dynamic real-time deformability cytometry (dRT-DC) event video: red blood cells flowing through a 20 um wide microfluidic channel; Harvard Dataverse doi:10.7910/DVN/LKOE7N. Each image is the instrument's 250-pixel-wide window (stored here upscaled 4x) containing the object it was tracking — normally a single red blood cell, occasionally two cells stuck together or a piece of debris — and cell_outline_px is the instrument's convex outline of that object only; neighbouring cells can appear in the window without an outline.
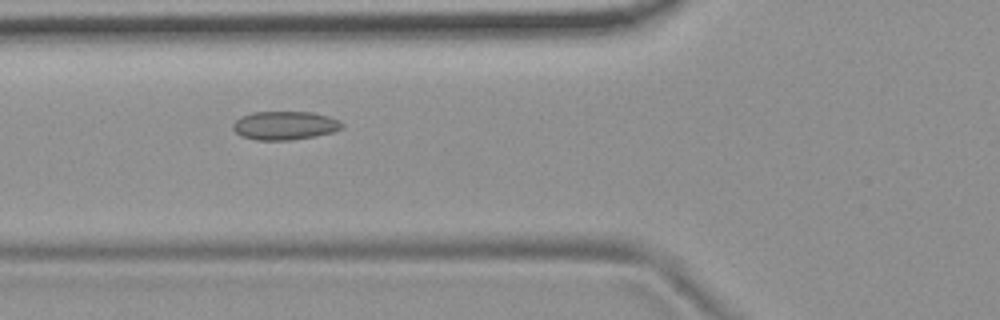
{"species": "common noctule bat (a hibernating species)", "species_latin": "Nyctalus noctula", "temperature_condition": "room temperature", "stored_images_in_passage": 39, "camera_frame_rate_fps": 3000, "um_per_image_px": 0.085, "animal": {"sex": "female", "body_mass_g": 19.9}, "frame": {"image": 1, "passage_image": 5, "time_ms": 1.333, "image_size_px": [1000, 320], "cell_outline_px": [[344, 128], [332, 132], [316, 136], [292, 140], [256, 140], [240, 136], [232, 128], [232, 124], [240, 116], [252, 112], [312, 112], [328, 116], [340, 120], [344, 124]], "centroid_in_image_um": [24.21, 10.67], "position_along_channel_um": 101.6, "area_um2": 18.38}}
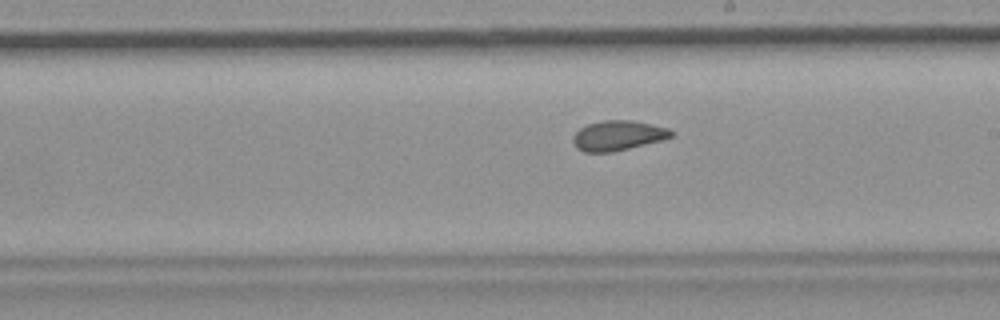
{"frame": {"image": 2, "passage_image": 16, "time_ms": 5.0, "image_size_px": [1000, 320], "cell_outline_px": [[672, 136], [664, 140], [612, 152], [584, 152], [576, 148], [572, 140], [572, 136], [580, 128], [588, 124], [604, 120], [632, 120], [668, 128], [672, 132]], "centroid_in_image_um": [52.5, 11.53], "position_along_channel_um": 236.5, "area_um2": 17.11}}
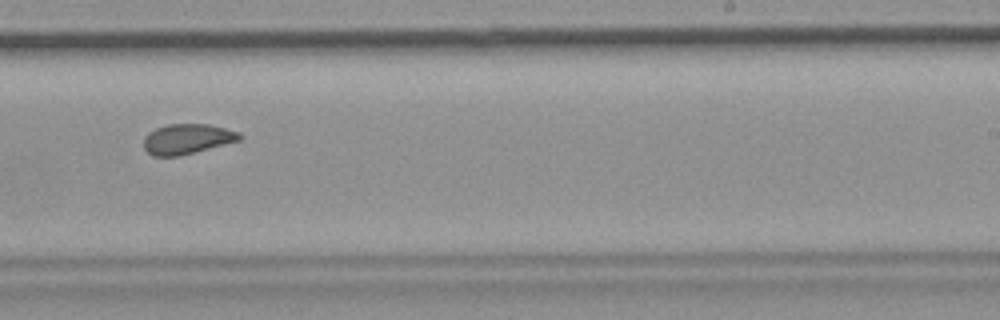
{"frame": {"image": 3, "passage_image": 19, "time_ms": 6.0, "image_size_px": [1000, 320], "cell_outline_px": [[244, 136], [240, 140], [196, 152], [180, 156], [152, 156], [144, 148], [144, 136], [148, 132], [156, 128], [168, 124], [208, 124], [240, 132]], "centroid_in_image_um": [15.91, 11.81], "position_along_channel_um": 273.1, "area_um2": 16.94}, "authors_computed_cell_mechanics": {"area_um2": 17.34, "velocity_mm_per_s": 3.6882, "shape_relaxation_time_tau1_ms": null, "shape_relaxation_time_tau2_ms": 1.8944, "deformation_change_tau1": null, "deformation_change_tau2": 0.0697}}